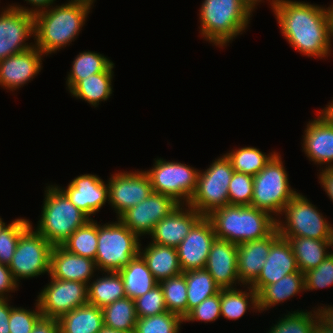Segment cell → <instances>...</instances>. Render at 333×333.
Masks as SVG:
<instances>
[{
	"label": "cell",
	"mask_w": 333,
	"mask_h": 333,
	"mask_svg": "<svg viewBox=\"0 0 333 333\" xmlns=\"http://www.w3.org/2000/svg\"><path fill=\"white\" fill-rule=\"evenodd\" d=\"M40 219L34 229L52 246H61L90 218L55 185L46 184Z\"/></svg>",
	"instance_id": "obj_5"
},
{
	"label": "cell",
	"mask_w": 333,
	"mask_h": 333,
	"mask_svg": "<svg viewBox=\"0 0 333 333\" xmlns=\"http://www.w3.org/2000/svg\"><path fill=\"white\" fill-rule=\"evenodd\" d=\"M143 248L140 246L139 255L158 283L182 273L175 247L150 242Z\"/></svg>",
	"instance_id": "obj_25"
},
{
	"label": "cell",
	"mask_w": 333,
	"mask_h": 333,
	"mask_svg": "<svg viewBox=\"0 0 333 333\" xmlns=\"http://www.w3.org/2000/svg\"><path fill=\"white\" fill-rule=\"evenodd\" d=\"M320 186L323 187L329 199L333 202V169H323L318 175Z\"/></svg>",
	"instance_id": "obj_51"
},
{
	"label": "cell",
	"mask_w": 333,
	"mask_h": 333,
	"mask_svg": "<svg viewBox=\"0 0 333 333\" xmlns=\"http://www.w3.org/2000/svg\"><path fill=\"white\" fill-rule=\"evenodd\" d=\"M247 288H227L220 290V311L221 316L227 320H238L252 310L259 313L257 292L250 285H243ZM248 291V292H247Z\"/></svg>",
	"instance_id": "obj_30"
},
{
	"label": "cell",
	"mask_w": 333,
	"mask_h": 333,
	"mask_svg": "<svg viewBox=\"0 0 333 333\" xmlns=\"http://www.w3.org/2000/svg\"><path fill=\"white\" fill-rule=\"evenodd\" d=\"M316 310L318 312L319 320L329 329L333 330V305L327 304L324 306H318L316 307Z\"/></svg>",
	"instance_id": "obj_52"
},
{
	"label": "cell",
	"mask_w": 333,
	"mask_h": 333,
	"mask_svg": "<svg viewBox=\"0 0 333 333\" xmlns=\"http://www.w3.org/2000/svg\"><path fill=\"white\" fill-rule=\"evenodd\" d=\"M301 292H305L304 273L288 274L278 282L264 286L257 293L259 313L291 300Z\"/></svg>",
	"instance_id": "obj_26"
},
{
	"label": "cell",
	"mask_w": 333,
	"mask_h": 333,
	"mask_svg": "<svg viewBox=\"0 0 333 333\" xmlns=\"http://www.w3.org/2000/svg\"><path fill=\"white\" fill-rule=\"evenodd\" d=\"M292 247L299 271L305 273L316 268L333 251V240H318L305 237H282ZM330 251H329V250Z\"/></svg>",
	"instance_id": "obj_28"
},
{
	"label": "cell",
	"mask_w": 333,
	"mask_h": 333,
	"mask_svg": "<svg viewBox=\"0 0 333 333\" xmlns=\"http://www.w3.org/2000/svg\"><path fill=\"white\" fill-rule=\"evenodd\" d=\"M53 246L31 225L19 238L8 265L14 279L20 280L49 275Z\"/></svg>",
	"instance_id": "obj_11"
},
{
	"label": "cell",
	"mask_w": 333,
	"mask_h": 333,
	"mask_svg": "<svg viewBox=\"0 0 333 333\" xmlns=\"http://www.w3.org/2000/svg\"><path fill=\"white\" fill-rule=\"evenodd\" d=\"M154 160L152 169L145 171L153 192L169 195L180 204H188L196 191L200 170L163 158Z\"/></svg>",
	"instance_id": "obj_10"
},
{
	"label": "cell",
	"mask_w": 333,
	"mask_h": 333,
	"mask_svg": "<svg viewBox=\"0 0 333 333\" xmlns=\"http://www.w3.org/2000/svg\"><path fill=\"white\" fill-rule=\"evenodd\" d=\"M119 274L124 282L126 297L132 300L143 296L158 284L140 255L133 258L127 266L123 267Z\"/></svg>",
	"instance_id": "obj_32"
},
{
	"label": "cell",
	"mask_w": 333,
	"mask_h": 333,
	"mask_svg": "<svg viewBox=\"0 0 333 333\" xmlns=\"http://www.w3.org/2000/svg\"><path fill=\"white\" fill-rule=\"evenodd\" d=\"M274 15L289 45L307 57L324 59L332 50V20L326 6L281 0Z\"/></svg>",
	"instance_id": "obj_1"
},
{
	"label": "cell",
	"mask_w": 333,
	"mask_h": 333,
	"mask_svg": "<svg viewBox=\"0 0 333 333\" xmlns=\"http://www.w3.org/2000/svg\"><path fill=\"white\" fill-rule=\"evenodd\" d=\"M280 236L275 229L269 236L237 245V272L242 285H251L259 276L271 244Z\"/></svg>",
	"instance_id": "obj_23"
},
{
	"label": "cell",
	"mask_w": 333,
	"mask_h": 333,
	"mask_svg": "<svg viewBox=\"0 0 333 333\" xmlns=\"http://www.w3.org/2000/svg\"><path fill=\"white\" fill-rule=\"evenodd\" d=\"M229 205H251L253 196V176L235 172L232 175L228 188Z\"/></svg>",
	"instance_id": "obj_42"
},
{
	"label": "cell",
	"mask_w": 333,
	"mask_h": 333,
	"mask_svg": "<svg viewBox=\"0 0 333 333\" xmlns=\"http://www.w3.org/2000/svg\"><path fill=\"white\" fill-rule=\"evenodd\" d=\"M331 39H332V42H333V21H332V32H331Z\"/></svg>",
	"instance_id": "obj_60"
},
{
	"label": "cell",
	"mask_w": 333,
	"mask_h": 333,
	"mask_svg": "<svg viewBox=\"0 0 333 333\" xmlns=\"http://www.w3.org/2000/svg\"><path fill=\"white\" fill-rule=\"evenodd\" d=\"M276 153V151H273L266 154L260 151L259 148L245 146L229 150V152L225 154L230 159L235 172L255 176L266 166Z\"/></svg>",
	"instance_id": "obj_36"
},
{
	"label": "cell",
	"mask_w": 333,
	"mask_h": 333,
	"mask_svg": "<svg viewBox=\"0 0 333 333\" xmlns=\"http://www.w3.org/2000/svg\"><path fill=\"white\" fill-rule=\"evenodd\" d=\"M135 301L137 318H144L167 312L164 301V295L160 284L158 283L143 296L138 297Z\"/></svg>",
	"instance_id": "obj_45"
},
{
	"label": "cell",
	"mask_w": 333,
	"mask_h": 333,
	"mask_svg": "<svg viewBox=\"0 0 333 333\" xmlns=\"http://www.w3.org/2000/svg\"><path fill=\"white\" fill-rule=\"evenodd\" d=\"M280 215L276 219V229L281 237L333 240V224L302 193L298 192Z\"/></svg>",
	"instance_id": "obj_7"
},
{
	"label": "cell",
	"mask_w": 333,
	"mask_h": 333,
	"mask_svg": "<svg viewBox=\"0 0 333 333\" xmlns=\"http://www.w3.org/2000/svg\"><path fill=\"white\" fill-rule=\"evenodd\" d=\"M37 299L43 317L59 319L79 306L88 304L87 284L50 277Z\"/></svg>",
	"instance_id": "obj_12"
},
{
	"label": "cell",
	"mask_w": 333,
	"mask_h": 333,
	"mask_svg": "<svg viewBox=\"0 0 333 333\" xmlns=\"http://www.w3.org/2000/svg\"><path fill=\"white\" fill-rule=\"evenodd\" d=\"M18 287L19 284L14 279L8 265L0 263V298H10L11 293H15V291L17 292L19 289Z\"/></svg>",
	"instance_id": "obj_47"
},
{
	"label": "cell",
	"mask_w": 333,
	"mask_h": 333,
	"mask_svg": "<svg viewBox=\"0 0 333 333\" xmlns=\"http://www.w3.org/2000/svg\"><path fill=\"white\" fill-rule=\"evenodd\" d=\"M212 223L217 239L241 244L269 236L276 229V218L251 205H226L206 216Z\"/></svg>",
	"instance_id": "obj_3"
},
{
	"label": "cell",
	"mask_w": 333,
	"mask_h": 333,
	"mask_svg": "<svg viewBox=\"0 0 333 333\" xmlns=\"http://www.w3.org/2000/svg\"><path fill=\"white\" fill-rule=\"evenodd\" d=\"M183 318L175 313L161 314L138 318L135 333H180Z\"/></svg>",
	"instance_id": "obj_40"
},
{
	"label": "cell",
	"mask_w": 333,
	"mask_h": 333,
	"mask_svg": "<svg viewBox=\"0 0 333 333\" xmlns=\"http://www.w3.org/2000/svg\"><path fill=\"white\" fill-rule=\"evenodd\" d=\"M45 55L36 47L0 60V87L14 92L42 70Z\"/></svg>",
	"instance_id": "obj_18"
},
{
	"label": "cell",
	"mask_w": 333,
	"mask_h": 333,
	"mask_svg": "<svg viewBox=\"0 0 333 333\" xmlns=\"http://www.w3.org/2000/svg\"><path fill=\"white\" fill-rule=\"evenodd\" d=\"M87 285L88 303L99 308L126 297L124 282L119 272H101Z\"/></svg>",
	"instance_id": "obj_31"
},
{
	"label": "cell",
	"mask_w": 333,
	"mask_h": 333,
	"mask_svg": "<svg viewBox=\"0 0 333 333\" xmlns=\"http://www.w3.org/2000/svg\"><path fill=\"white\" fill-rule=\"evenodd\" d=\"M216 238L211 221L203 216L176 247L182 272L205 269L211 246Z\"/></svg>",
	"instance_id": "obj_16"
},
{
	"label": "cell",
	"mask_w": 333,
	"mask_h": 333,
	"mask_svg": "<svg viewBox=\"0 0 333 333\" xmlns=\"http://www.w3.org/2000/svg\"><path fill=\"white\" fill-rule=\"evenodd\" d=\"M0 11V60L35 46L34 14L8 5Z\"/></svg>",
	"instance_id": "obj_13"
},
{
	"label": "cell",
	"mask_w": 333,
	"mask_h": 333,
	"mask_svg": "<svg viewBox=\"0 0 333 333\" xmlns=\"http://www.w3.org/2000/svg\"><path fill=\"white\" fill-rule=\"evenodd\" d=\"M210 164L205 171H199L196 191L188 203L202 216L229 205L228 188L234 173L226 154L215 158Z\"/></svg>",
	"instance_id": "obj_9"
},
{
	"label": "cell",
	"mask_w": 333,
	"mask_h": 333,
	"mask_svg": "<svg viewBox=\"0 0 333 333\" xmlns=\"http://www.w3.org/2000/svg\"><path fill=\"white\" fill-rule=\"evenodd\" d=\"M104 326L121 332L135 331L137 314L135 301L125 297L102 308Z\"/></svg>",
	"instance_id": "obj_34"
},
{
	"label": "cell",
	"mask_w": 333,
	"mask_h": 333,
	"mask_svg": "<svg viewBox=\"0 0 333 333\" xmlns=\"http://www.w3.org/2000/svg\"><path fill=\"white\" fill-rule=\"evenodd\" d=\"M9 301V298H0V333H10L9 318L11 312V302Z\"/></svg>",
	"instance_id": "obj_50"
},
{
	"label": "cell",
	"mask_w": 333,
	"mask_h": 333,
	"mask_svg": "<svg viewBox=\"0 0 333 333\" xmlns=\"http://www.w3.org/2000/svg\"><path fill=\"white\" fill-rule=\"evenodd\" d=\"M184 276L187 284V314L203 300L221 290L206 269L186 271Z\"/></svg>",
	"instance_id": "obj_35"
},
{
	"label": "cell",
	"mask_w": 333,
	"mask_h": 333,
	"mask_svg": "<svg viewBox=\"0 0 333 333\" xmlns=\"http://www.w3.org/2000/svg\"><path fill=\"white\" fill-rule=\"evenodd\" d=\"M300 272L290 242L279 236L272 244L258 278L250 285L257 293L288 274Z\"/></svg>",
	"instance_id": "obj_21"
},
{
	"label": "cell",
	"mask_w": 333,
	"mask_h": 333,
	"mask_svg": "<svg viewBox=\"0 0 333 333\" xmlns=\"http://www.w3.org/2000/svg\"><path fill=\"white\" fill-rule=\"evenodd\" d=\"M32 225L25 217H18L0 232V263L9 265L20 236Z\"/></svg>",
	"instance_id": "obj_41"
},
{
	"label": "cell",
	"mask_w": 333,
	"mask_h": 333,
	"mask_svg": "<svg viewBox=\"0 0 333 333\" xmlns=\"http://www.w3.org/2000/svg\"><path fill=\"white\" fill-rule=\"evenodd\" d=\"M237 251V244L217 238L211 246L205 269L221 289L243 286L237 272Z\"/></svg>",
	"instance_id": "obj_22"
},
{
	"label": "cell",
	"mask_w": 333,
	"mask_h": 333,
	"mask_svg": "<svg viewBox=\"0 0 333 333\" xmlns=\"http://www.w3.org/2000/svg\"><path fill=\"white\" fill-rule=\"evenodd\" d=\"M113 173L108 182L109 205L119 218L129 208L144 201L152 192L145 170Z\"/></svg>",
	"instance_id": "obj_14"
},
{
	"label": "cell",
	"mask_w": 333,
	"mask_h": 333,
	"mask_svg": "<svg viewBox=\"0 0 333 333\" xmlns=\"http://www.w3.org/2000/svg\"><path fill=\"white\" fill-rule=\"evenodd\" d=\"M313 333H333L332 329H329L326 327L319 319L317 323L315 324L314 327V332Z\"/></svg>",
	"instance_id": "obj_55"
},
{
	"label": "cell",
	"mask_w": 333,
	"mask_h": 333,
	"mask_svg": "<svg viewBox=\"0 0 333 333\" xmlns=\"http://www.w3.org/2000/svg\"><path fill=\"white\" fill-rule=\"evenodd\" d=\"M25 1L28 5L32 6V8H29L28 6L25 7V6L19 5L17 3H16V5H15V3L14 4L12 3L10 6L13 8L31 13V14H35L39 11L52 7L53 4L54 5L56 4L55 3L56 0H25Z\"/></svg>",
	"instance_id": "obj_48"
},
{
	"label": "cell",
	"mask_w": 333,
	"mask_h": 333,
	"mask_svg": "<svg viewBox=\"0 0 333 333\" xmlns=\"http://www.w3.org/2000/svg\"><path fill=\"white\" fill-rule=\"evenodd\" d=\"M268 1V3L270 2V8L273 10L272 12H274V10L276 9V7L278 6L279 2L281 0H266ZM244 6L250 11V13L253 15V11H255L256 6L259 5L260 2H265L263 0H242Z\"/></svg>",
	"instance_id": "obj_53"
},
{
	"label": "cell",
	"mask_w": 333,
	"mask_h": 333,
	"mask_svg": "<svg viewBox=\"0 0 333 333\" xmlns=\"http://www.w3.org/2000/svg\"><path fill=\"white\" fill-rule=\"evenodd\" d=\"M316 113L317 118L306 123L302 151L320 170L333 169V125L320 112Z\"/></svg>",
	"instance_id": "obj_19"
},
{
	"label": "cell",
	"mask_w": 333,
	"mask_h": 333,
	"mask_svg": "<svg viewBox=\"0 0 333 333\" xmlns=\"http://www.w3.org/2000/svg\"><path fill=\"white\" fill-rule=\"evenodd\" d=\"M98 223V245L95 265L101 272H119L139 255L141 240L119 218ZM103 224V225H102Z\"/></svg>",
	"instance_id": "obj_6"
},
{
	"label": "cell",
	"mask_w": 333,
	"mask_h": 333,
	"mask_svg": "<svg viewBox=\"0 0 333 333\" xmlns=\"http://www.w3.org/2000/svg\"><path fill=\"white\" fill-rule=\"evenodd\" d=\"M322 110L320 109L318 112L322 114L332 125H333V99L327 105H325Z\"/></svg>",
	"instance_id": "obj_54"
},
{
	"label": "cell",
	"mask_w": 333,
	"mask_h": 333,
	"mask_svg": "<svg viewBox=\"0 0 333 333\" xmlns=\"http://www.w3.org/2000/svg\"><path fill=\"white\" fill-rule=\"evenodd\" d=\"M33 310L11 305L9 318L10 333H31L36 323L43 317L38 302Z\"/></svg>",
	"instance_id": "obj_43"
},
{
	"label": "cell",
	"mask_w": 333,
	"mask_h": 333,
	"mask_svg": "<svg viewBox=\"0 0 333 333\" xmlns=\"http://www.w3.org/2000/svg\"><path fill=\"white\" fill-rule=\"evenodd\" d=\"M202 217L188 204H180L170 215L154 226L149 234L151 242L176 248Z\"/></svg>",
	"instance_id": "obj_20"
},
{
	"label": "cell",
	"mask_w": 333,
	"mask_h": 333,
	"mask_svg": "<svg viewBox=\"0 0 333 333\" xmlns=\"http://www.w3.org/2000/svg\"><path fill=\"white\" fill-rule=\"evenodd\" d=\"M59 333H99L104 327L102 308L86 304L58 319Z\"/></svg>",
	"instance_id": "obj_29"
},
{
	"label": "cell",
	"mask_w": 333,
	"mask_h": 333,
	"mask_svg": "<svg viewBox=\"0 0 333 333\" xmlns=\"http://www.w3.org/2000/svg\"><path fill=\"white\" fill-rule=\"evenodd\" d=\"M326 9H327V13H328L329 17L333 21V3H332V5H329L328 7H326Z\"/></svg>",
	"instance_id": "obj_58"
},
{
	"label": "cell",
	"mask_w": 333,
	"mask_h": 333,
	"mask_svg": "<svg viewBox=\"0 0 333 333\" xmlns=\"http://www.w3.org/2000/svg\"><path fill=\"white\" fill-rule=\"evenodd\" d=\"M279 317L267 333H313L319 317L315 307L308 310L287 311Z\"/></svg>",
	"instance_id": "obj_38"
},
{
	"label": "cell",
	"mask_w": 333,
	"mask_h": 333,
	"mask_svg": "<svg viewBox=\"0 0 333 333\" xmlns=\"http://www.w3.org/2000/svg\"><path fill=\"white\" fill-rule=\"evenodd\" d=\"M99 333H135V331L121 332L104 326Z\"/></svg>",
	"instance_id": "obj_57"
},
{
	"label": "cell",
	"mask_w": 333,
	"mask_h": 333,
	"mask_svg": "<svg viewBox=\"0 0 333 333\" xmlns=\"http://www.w3.org/2000/svg\"><path fill=\"white\" fill-rule=\"evenodd\" d=\"M31 333H59L58 320L42 317L36 323Z\"/></svg>",
	"instance_id": "obj_49"
},
{
	"label": "cell",
	"mask_w": 333,
	"mask_h": 333,
	"mask_svg": "<svg viewBox=\"0 0 333 333\" xmlns=\"http://www.w3.org/2000/svg\"><path fill=\"white\" fill-rule=\"evenodd\" d=\"M96 0H67L68 3H77V4H83L86 5L88 7H91L93 9L94 6V2Z\"/></svg>",
	"instance_id": "obj_56"
},
{
	"label": "cell",
	"mask_w": 333,
	"mask_h": 333,
	"mask_svg": "<svg viewBox=\"0 0 333 333\" xmlns=\"http://www.w3.org/2000/svg\"><path fill=\"white\" fill-rule=\"evenodd\" d=\"M200 6L199 33L218 48L242 35L252 17L242 0H203Z\"/></svg>",
	"instance_id": "obj_4"
},
{
	"label": "cell",
	"mask_w": 333,
	"mask_h": 333,
	"mask_svg": "<svg viewBox=\"0 0 333 333\" xmlns=\"http://www.w3.org/2000/svg\"><path fill=\"white\" fill-rule=\"evenodd\" d=\"M284 161L277 152L266 166L253 176L251 206L269 212L276 219L286 204L298 193L291 188ZM275 215V216H274Z\"/></svg>",
	"instance_id": "obj_8"
},
{
	"label": "cell",
	"mask_w": 333,
	"mask_h": 333,
	"mask_svg": "<svg viewBox=\"0 0 333 333\" xmlns=\"http://www.w3.org/2000/svg\"><path fill=\"white\" fill-rule=\"evenodd\" d=\"M115 64L113 63L105 72L90 75L80 80L70 91L72 97L85 100L92 107H98L103 101L109 100L113 94L112 81Z\"/></svg>",
	"instance_id": "obj_27"
},
{
	"label": "cell",
	"mask_w": 333,
	"mask_h": 333,
	"mask_svg": "<svg viewBox=\"0 0 333 333\" xmlns=\"http://www.w3.org/2000/svg\"><path fill=\"white\" fill-rule=\"evenodd\" d=\"M8 224H6L4 221H3V218L0 217V232L6 227L8 226Z\"/></svg>",
	"instance_id": "obj_59"
},
{
	"label": "cell",
	"mask_w": 333,
	"mask_h": 333,
	"mask_svg": "<svg viewBox=\"0 0 333 333\" xmlns=\"http://www.w3.org/2000/svg\"><path fill=\"white\" fill-rule=\"evenodd\" d=\"M90 219L76 229L61 245L68 252L95 261L98 245V222Z\"/></svg>",
	"instance_id": "obj_37"
},
{
	"label": "cell",
	"mask_w": 333,
	"mask_h": 333,
	"mask_svg": "<svg viewBox=\"0 0 333 333\" xmlns=\"http://www.w3.org/2000/svg\"><path fill=\"white\" fill-rule=\"evenodd\" d=\"M221 316L220 311V292L212 297L203 300L199 305L189 311L184 317L186 322H215Z\"/></svg>",
	"instance_id": "obj_46"
},
{
	"label": "cell",
	"mask_w": 333,
	"mask_h": 333,
	"mask_svg": "<svg viewBox=\"0 0 333 333\" xmlns=\"http://www.w3.org/2000/svg\"><path fill=\"white\" fill-rule=\"evenodd\" d=\"M112 64L113 61L103 54L89 50L79 52L72 61L71 70L66 78L67 91H70L80 80L105 72Z\"/></svg>",
	"instance_id": "obj_33"
},
{
	"label": "cell",
	"mask_w": 333,
	"mask_h": 333,
	"mask_svg": "<svg viewBox=\"0 0 333 333\" xmlns=\"http://www.w3.org/2000/svg\"><path fill=\"white\" fill-rule=\"evenodd\" d=\"M55 185L90 219L106 202L109 203L108 182L96 174H81L73 178L66 188Z\"/></svg>",
	"instance_id": "obj_17"
},
{
	"label": "cell",
	"mask_w": 333,
	"mask_h": 333,
	"mask_svg": "<svg viewBox=\"0 0 333 333\" xmlns=\"http://www.w3.org/2000/svg\"><path fill=\"white\" fill-rule=\"evenodd\" d=\"M179 205L169 195L152 192L144 201L125 211L119 219L139 237L149 236L154 226Z\"/></svg>",
	"instance_id": "obj_15"
},
{
	"label": "cell",
	"mask_w": 333,
	"mask_h": 333,
	"mask_svg": "<svg viewBox=\"0 0 333 333\" xmlns=\"http://www.w3.org/2000/svg\"><path fill=\"white\" fill-rule=\"evenodd\" d=\"M54 6L34 14V44L46 57L76 40L92 9L67 2Z\"/></svg>",
	"instance_id": "obj_2"
},
{
	"label": "cell",
	"mask_w": 333,
	"mask_h": 333,
	"mask_svg": "<svg viewBox=\"0 0 333 333\" xmlns=\"http://www.w3.org/2000/svg\"><path fill=\"white\" fill-rule=\"evenodd\" d=\"M305 292L333 286V252L316 268L304 273Z\"/></svg>",
	"instance_id": "obj_44"
},
{
	"label": "cell",
	"mask_w": 333,
	"mask_h": 333,
	"mask_svg": "<svg viewBox=\"0 0 333 333\" xmlns=\"http://www.w3.org/2000/svg\"><path fill=\"white\" fill-rule=\"evenodd\" d=\"M159 284L168 312L175 313L184 319L187 315V284L184 272L165 279Z\"/></svg>",
	"instance_id": "obj_39"
},
{
	"label": "cell",
	"mask_w": 333,
	"mask_h": 333,
	"mask_svg": "<svg viewBox=\"0 0 333 333\" xmlns=\"http://www.w3.org/2000/svg\"><path fill=\"white\" fill-rule=\"evenodd\" d=\"M97 271L94 260L70 253L62 246H53L49 277L80 281L88 285Z\"/></svg>",
	"instance_id": "obj_24"
}]
</instances>
